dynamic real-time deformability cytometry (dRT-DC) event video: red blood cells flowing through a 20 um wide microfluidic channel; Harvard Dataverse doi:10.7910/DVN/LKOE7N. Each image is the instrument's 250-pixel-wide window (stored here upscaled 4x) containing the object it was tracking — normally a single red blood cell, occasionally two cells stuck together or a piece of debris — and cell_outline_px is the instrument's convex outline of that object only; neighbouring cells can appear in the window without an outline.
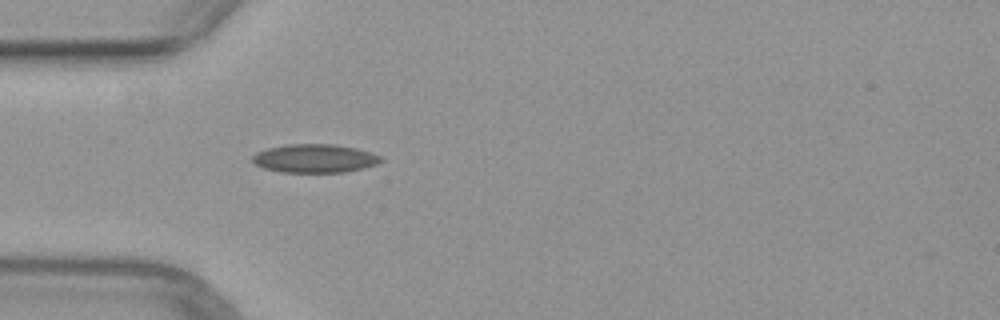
{"species": "common noctule bat (a hibernating species)", "species_latin": "Nyctalus noctula", "temperature_condition": "warm", "stored_images_in_passage": 3, "camera_frame_rate_fps": 3000, "um_per_image_px": 0.085, "animal": {"sex": "female", "body_mass_g": 29.2, "forearm_length_mm": 56.3}, "frame": {"image": 1, "passage_image": 3, "time_ms": 3.333, "image_size_px": [1000, 320], "cell_outline_px": [[384, 160], [376, 164], [364, 168], [344, 172], [280, 172], [264, 168], [256, 164], [252, 160], [252, 156], [256, 152], [268, 148], [288, 144], [336, 144], [356, 148], [372, 152], [380, 156]], "centroid_in_image_um": [26.77, 13.46], "position_along_channel_um": 58.2, "area_um2": 21.39}}